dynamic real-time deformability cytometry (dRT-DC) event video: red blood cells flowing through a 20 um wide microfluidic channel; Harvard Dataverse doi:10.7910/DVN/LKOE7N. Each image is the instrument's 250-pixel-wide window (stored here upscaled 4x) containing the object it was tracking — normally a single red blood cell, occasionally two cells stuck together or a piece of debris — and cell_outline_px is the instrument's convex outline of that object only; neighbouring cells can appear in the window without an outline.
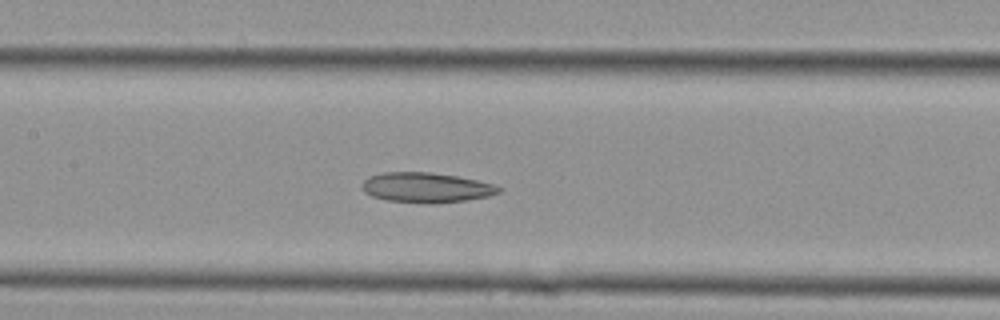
{"species": "Egyptian fruit bat (a non-hibernating species)", "species_latin": "Rousettus aegyptiacus", "temperature_condition": "cold", "stored_images_in_passage": 15, "camera_frame_rate_fps": 3000, "um_per_image_px": 0.085, "animal": {"sex": "female"}, "frame": {"image": 1, "passage_image": 11, "time_ms": 3.333, "image_size_px": [1000, 320], "cell_outline_px": [[504, 188], [500, 192], [488, 196], [464, 200], [388, 200], [372, 196], [364, 192], [364, 180], [368, 176], [384, 172], [428, 172], [456, 176], [476, 180], [492, 184]], "centroid_in_image_um": [36.23, 15.88], "position_along_channel_um": 171.2, "area_um2": 22.54}}
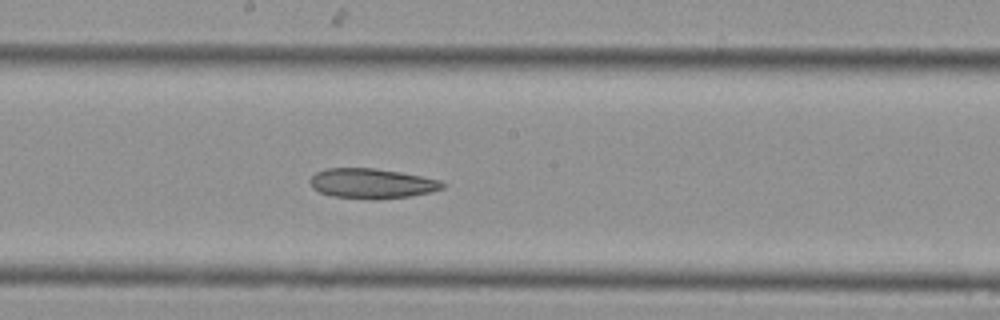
{"frame": {"image": 2, "passage_image": 13, "time_ms": 4.0, "image_size_px": [1000, 320], "cell_outline_px": [[444, 188], [432, 192], [408, 196], [376, 200], [332, 196], [320, 192], [312, 188], [308, 180], [316, 172], [324, 168], [376, 168], [400, 172], [440, 180], [444, 184]], "centroid_in_image_um": [31.57, 15.59], "position_along_channel_um": 216.6, "area_um2": 23.24}}
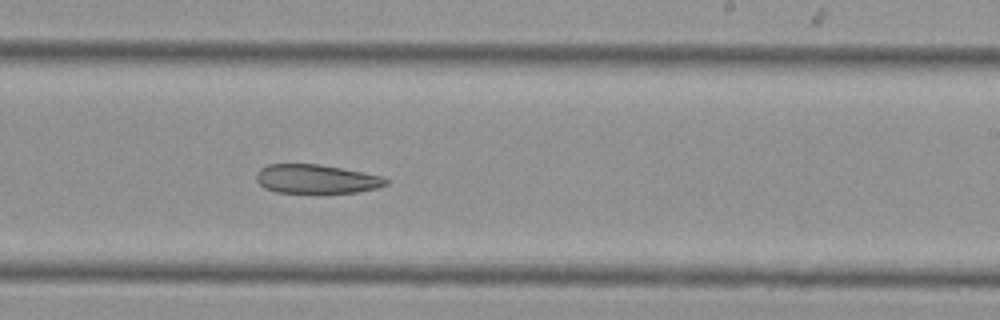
{"frame": {"image": 3, "passage_image": 15, "time_ms": 4.667, "image_size_px": [1000, 320], "cell_outline_px": [[388, 184], [376, 188], [356, 192], [276, 192], [264, 188], [256, 180], [256, 172], [260, 168], [268, 164], [316, 164], [340, 168], [380, 176], [388, 180]], "centroid_in_image_um": [26.82, 15.21], "position_along_channel_um": 262.2, "area_um2": 21.5}}